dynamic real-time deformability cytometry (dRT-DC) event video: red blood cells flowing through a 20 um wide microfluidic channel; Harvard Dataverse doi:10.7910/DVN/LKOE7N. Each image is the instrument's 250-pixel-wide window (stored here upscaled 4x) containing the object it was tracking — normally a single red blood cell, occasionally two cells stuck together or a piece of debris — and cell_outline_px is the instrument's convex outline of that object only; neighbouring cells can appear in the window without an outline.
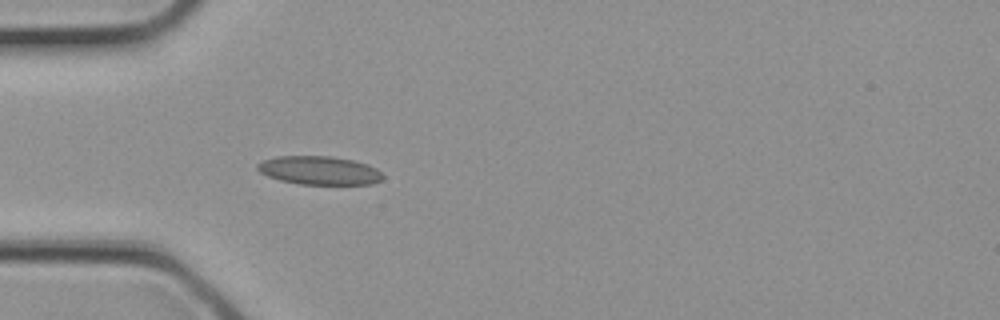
{"species": "common noctule bat (a hibernating species)", "species_latin": "Nyctalus noctula", "temperature_condition": "cold", "stored_images_in_passage": 4, "camera_frame_rate_fps": 3000, "um_per_image_px": 0.085, "animal": {"sex": "female", "body_mass_g": 21.9}, "frame": {"image": 1, "passage_image": 4, "time_ms": 1.0, "image_size_px": [1000, 320], "cell_outline_px": [[384, 176], [380, 180], [372, 184], [300, 184], [280, 180], [268, 176], [260, 172], [256, 168], [256, 164], [264, 160], [276, 156], [332, 156], [352, 160], [368, 164], [376, 168]], "centroid_in_image_um": [27.13, 14.48], "position_along_channel_um": 57.9, "area_um2": 20.81}}